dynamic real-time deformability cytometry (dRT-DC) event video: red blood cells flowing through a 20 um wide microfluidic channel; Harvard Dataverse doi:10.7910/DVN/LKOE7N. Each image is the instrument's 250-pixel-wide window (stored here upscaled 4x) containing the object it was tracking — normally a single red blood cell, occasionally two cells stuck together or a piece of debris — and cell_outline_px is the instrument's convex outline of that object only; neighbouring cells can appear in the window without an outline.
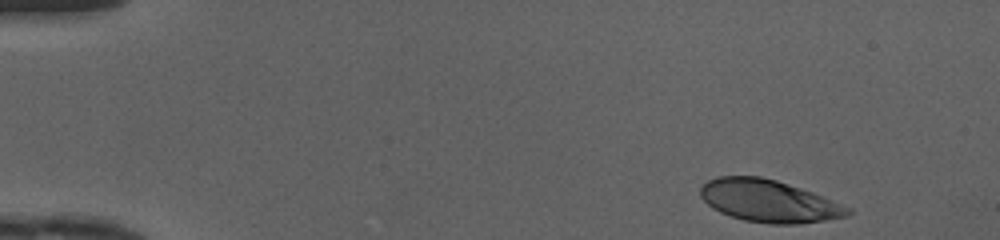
{"species": "human", "species_latin": "Homo sapiens", "temperature_condition": "cold", "stored_images_in_passage": 45, "camera_frame_rate_fps": 3000, "um_per_image_px": 0.085, "donor": {"sex": "female"}, "frame": {"image": 1, "passage_image": 1, "time_ms": 0.0, "image_size_px": [1000, 240], "cell_outline_px": [[852, 212], [848, 216], [800, 224], [768, 224], [744, 220], [720, 212], [712, 208], [700, 196], [700, 188], [708, 180], [716, 176], [760, 176], [776, 180], [824, 196], [852, 208]], "centroid_in_image_um": [65.36, 17.09], "position_along_channel_um": 19.6, "area_um2": 36.36}}
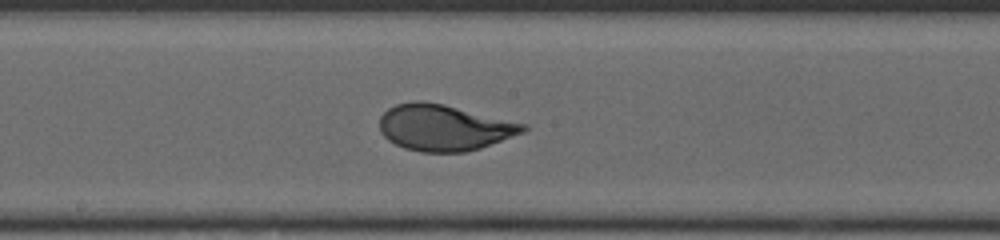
{"frame": {"image": 2, "passage_image": 23, "time_ms": 7.333, "image_size_px": [1000, 240], "cell_outline_px": [[528, 128], [524, 132], [480, 148], [464, 152], [420, 152], [404, 148], [388, 140], [380, 132], [380, 116], [388, 108], [396, 104], [416, 100], [444, 104], [528, 124]], "centroid_in_image_um": [37.74, 10.84], "position_along_channel_um": 210.5, "area_um2": 38.61}}
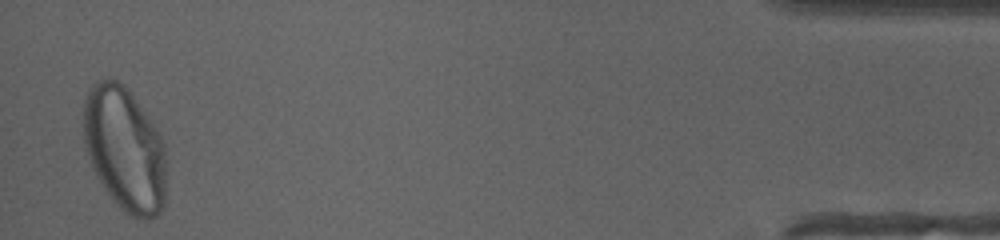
{"frame": {"image": 3, "passage_image": 44, "time_ms": 14.333, "image_size_px": [1000, 240], "cell_outline_px": [[164, 204], [160, 212], [156, 216], [148, 220], [144, 220], [132, 216], [124, 212], [112, 200], [96, 176], [92, 168], [84, 144], [84, 100], [92, 84], [96, 80], [116, 80], [124, 84], [128, 88], [156, 128], [164, 144]], "centroid_in_image_um": [10.58, 12.68], "position_along_channel_um": 424.6, "area_um2": 59.82}, "authors_computed_cell_mechanics": {"area_um2": 38.3214, "velocity_mm_per_s": 4.1574, "shape_relaxation_time_tau1_ms": 3.1658, "shape_relaxation_time_tau2_ms": null, "deformation_change_tau1": 0.2001, "deformation_change_tau2": null}}